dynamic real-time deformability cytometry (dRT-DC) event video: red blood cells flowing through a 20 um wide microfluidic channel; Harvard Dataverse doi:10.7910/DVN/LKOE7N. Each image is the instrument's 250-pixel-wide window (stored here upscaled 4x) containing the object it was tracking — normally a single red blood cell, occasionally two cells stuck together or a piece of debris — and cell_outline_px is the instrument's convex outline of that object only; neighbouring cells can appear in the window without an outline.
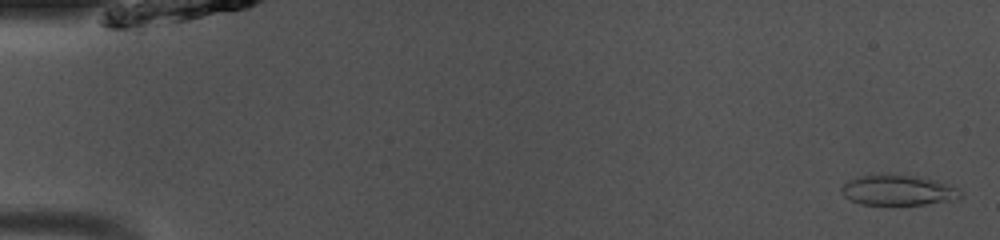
{"species": "common noctule bat (a hibernating species)", "species_latin": "Nyctalus noctula", "temperature_condition": "room temperature", "stored_images_in_passage": 48, "camera_frame_rate_fps": 3000, "um_per_image_px": 0.085, "animal": {"sex": "male", "body_mass_g": 13.0, "forearm_length_mm": 53.1}, "frame": {"image": 1, "passage_image": 1, "time_ms": 0.0, "image_size_px": [1000, 240], "cell_outline_px": [[960, 200], [924, 204], [860, 204], [844, 196], [840, 192], [840, 188], [848, 180], [860, 176], [912, 176], [936, 180], [960, 188]], "centroid_in_image_um": [76.38, 16.19], "position_along_channel_um": 8.6, "area_um2": 20.63}}
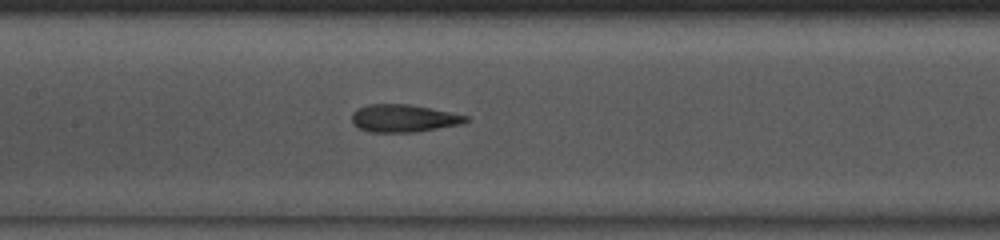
{"frame": {"image": 2, "passage_image": 23, "time_ms": 7.333, "image_size_px": [1000, 240], "cell_outline_px": [[468, 120], [460, 124], [416, 132], [368, 132], [352, 124], [352, 112], [356, 108], [368, 104], [408, 104], [468, 116]], "centroid_in_image_um": [34.23, 10.05], "position_along_channel_um": 173.2, "area_um2": 18.21}}
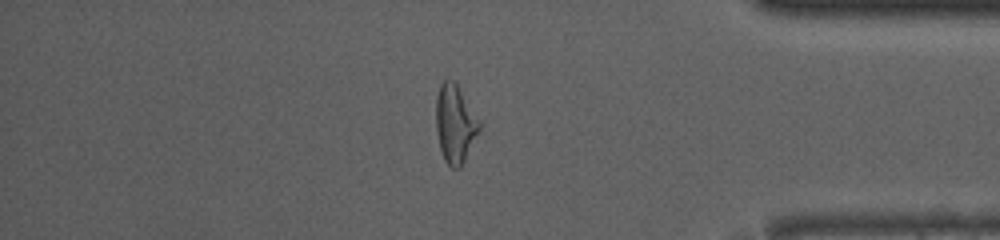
{"frame": {"image": 3, "passage_image": 41, "time_ms": 13.333, "image_size_px": [1000, 240], "cell_outline_px": [[484, 124], [480, 132], [460, 168], [452, 168], [444, 160], [440, 148], [436, 132], [436, 96], [440, 84], [444, 80], [452, 80], [456, 84]], "centroid_in_image_um": [38.71, 10.53], "position_along_channel_um": 396.5, "area_um2": 20.06}, "authors_computed_cell_mechanics": {"area_um2": 19.1896, "velocity_mm_per_s": 4.1049, "shape_relaxation_time_tau1_ms": 8.7057, "shape_relaxation_time_tau2_ms": 1.5027, "deformation_change_tau1": 0.2262, "deformation_change_tau2": 0.1196}}